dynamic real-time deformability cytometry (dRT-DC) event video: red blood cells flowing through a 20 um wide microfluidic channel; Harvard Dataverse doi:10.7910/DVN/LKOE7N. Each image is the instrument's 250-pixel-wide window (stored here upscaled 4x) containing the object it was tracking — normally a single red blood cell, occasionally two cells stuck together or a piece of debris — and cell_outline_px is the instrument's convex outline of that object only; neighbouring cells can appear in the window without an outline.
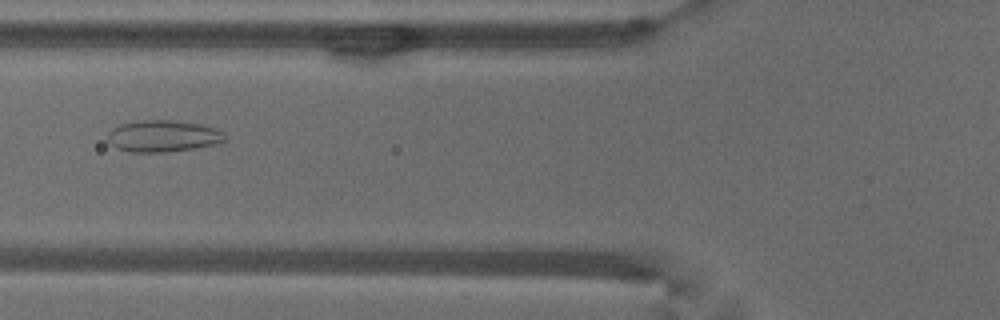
{"species": "common noctule bat (a hibernating species)", "species_latin": "Nyctalus noctula", "temperature_condition": "warm", "stored_images_in_passage": 54, "camera_frame_rate_fps": 3000, "um_per_image_px": 0.085, "animal": {"sex": "male", "body_mass_g": 18.8}, "frame": {"image": 1, "passage_image": 21, "time_ms": 6.667, "image_size_px": [1000, 320], "cell_outline_px": [[224, 140], [216, 144], [192, 148], [164, 152], [132, 152], [116, 148], [108, 140], [108, 132], [112, 128], [120, 124], [136, 120], [176, 120], [200, 124], [216, 128], [224, 132]], "centroid_in_image_um": [13.83, 11.55], "position_along_channel_um": 112.0, "area_um2": 21.62}}
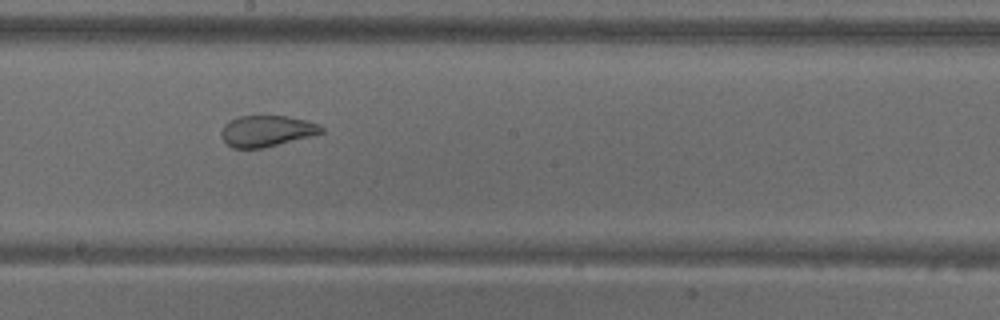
{"frame": {"image": 2, "passage_image": 30, "time_ms": 9.667, "image_size_px": [1000, 320], "cell_outline_px": [[324, 132], [312, 136], [264, 148], [232, 148], [224, 140], [220, 132], [224, 124], [240, 116], [288, 116], [320, 124], [324, 128]], "centroid_in_image_um": [22.7, 11.14], "position_along_channel_um": 225.5, "area_um2": 18.15}}
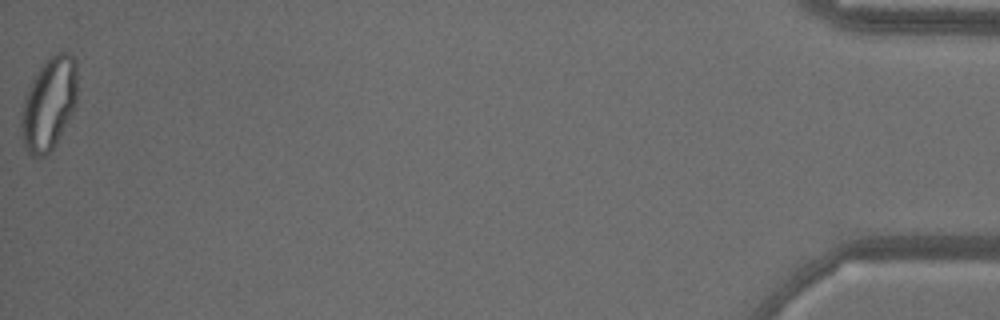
{"frame": {"image": 3, "passage_image": 54, "time_ms": 17.667, "image_size_px": [1000, 320], "cell_outline_px": [[76, 104], [56, 144], [44, 156], [32, 156], [24, 148], [20, 124], [20, 112], [28, 88], [36, 72], [48, 56], [56, 52], [72, 52], [76, 56]], "centroid_in_image_um": [4.15, 8.77], "position_along_channel_um": 431.1, "area_um2": 30.52}, "authors_computed_cell_mechanics": {"area_um2": 26.3279, "velocity_mm_per_s": 3.7806, "shape_relaxation_time_tau1_ms": null, "shape_relaxation_time_tau2_ms": 0.968, "deformation_change_tau1": null, "deformation_change_tau2": 0.0728}}